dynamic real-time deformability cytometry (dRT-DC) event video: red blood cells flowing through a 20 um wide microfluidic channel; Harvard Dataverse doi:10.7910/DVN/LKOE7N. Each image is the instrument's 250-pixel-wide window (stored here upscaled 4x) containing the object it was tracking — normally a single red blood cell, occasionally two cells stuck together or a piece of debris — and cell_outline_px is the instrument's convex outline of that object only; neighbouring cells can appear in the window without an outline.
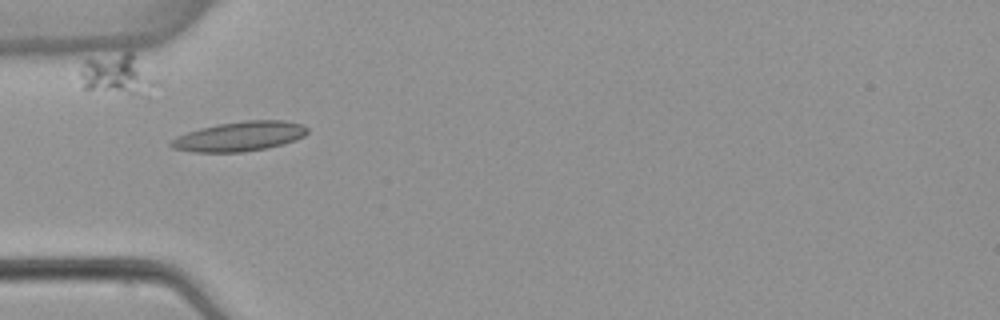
{"species": "common noctule bat (a hibernating species)", "species_latin": "Nyctalus noctula", "temperature_condition": "warm", "stored_images_in_passage": 12, "camera_frame_rate_fps": 3000, "um_per_image_px": 0.085, "animal": {"sex": "female", "body_mass_g": 22.7, "forearm_length_mm": 54.2}, "frame": {"image": 1, "passage_image": 4, "time_ms": 4.667, "image_size_px": [1000, 320], "cell_outline_px": [[308, 132], [304, 136], [296, 140], [284, 144], [268, 148], [244, 152], [192, 152], [172, 148], [168, 144], [176, 136], [200, 128], [216, 124], [244, 120], [284, 120], [304, 124], [308, 128]], "centroid_in_image_um": [20.39, 11.59], "position_along_channel_um": 64.6, "area_um2": 23.87}}
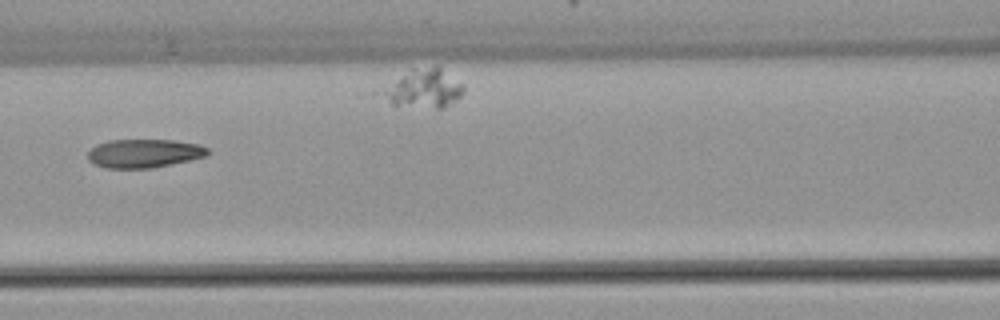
{"frame": {"image": 2, "passage_image": 6, "time_ms": 7.0, "image_size_px": [1000, 320], "cell_outline_px": [[208, 156], [192, 160], [152, 168], [104, 168], [92, 164], [88, 160], [88, 152], [96, 144], [108, 140], [176, 140], [200, 144], [208, 148]], "centroid_in_image_um": [12.26, 13.04], "position_along_channel_um": 154.3, "area_um2": 20.29}}
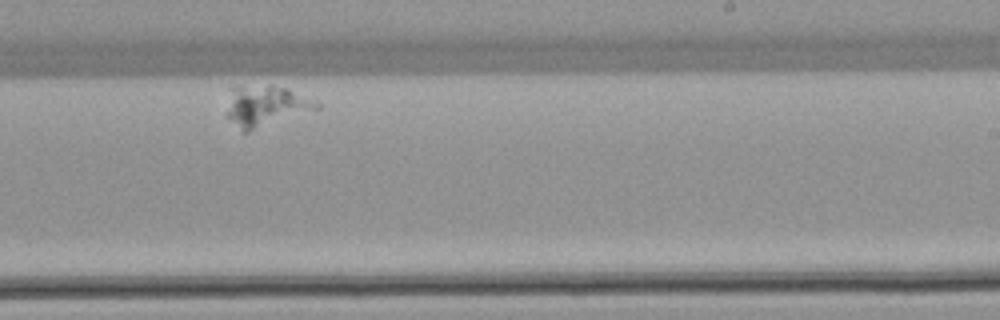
{"frame": {"image": 3, "passage_image": 10, "time_ms": 12.0, "image_size_px": [1000, 320], "cell_outline_px": [[320, 108], [248, 132], [240, 132], [228, 116], [228, 112], [232, 84], [272, 84], [288, 88], [316, 100], [320, 104]], "centroid_in_image_um": [22.6, 8.96], "position_along_channel_um": 266.4, "area_um2": 21.79}}